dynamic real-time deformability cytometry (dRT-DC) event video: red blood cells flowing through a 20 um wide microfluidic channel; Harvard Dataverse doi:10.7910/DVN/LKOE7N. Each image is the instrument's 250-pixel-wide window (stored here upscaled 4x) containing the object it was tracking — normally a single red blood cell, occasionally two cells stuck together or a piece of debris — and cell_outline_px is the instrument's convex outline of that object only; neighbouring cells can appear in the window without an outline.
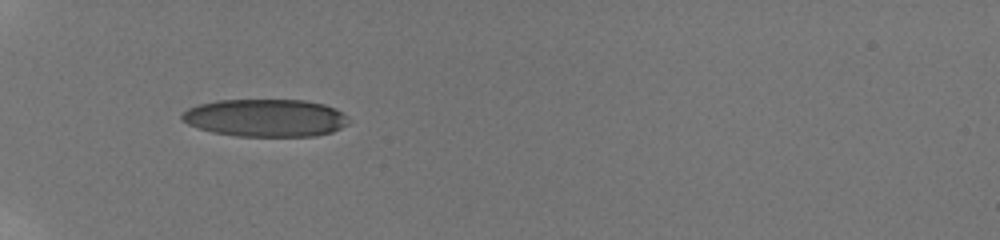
{"species": "human", "species_latin": "Homo sapiens", "temperature_condition": "room temperature", "stored_images_in_passage": 78, "camera_frame_rate_fps": 3000, "um_per_image_px": 0.085, "donor": {"sex": "male"}, "frame": {"image": 1, "passage_image": 1, "time_ms": 0.0, "image_size_px": [1000, 240], "cell_outline_px": [[348, 124], [332, 132], [316, 136], [236, 136], [212, 132], [188, 124], [180, 120], [180, 116], [188, 108], [196, 104], [216, 100], [304, 100], [324, 104], [336, 108], [348, 116]], "centroid_in_image_um": [22.56, 10.01], "position_along_channel_um": 62.4, "area_um2": 36.82}}
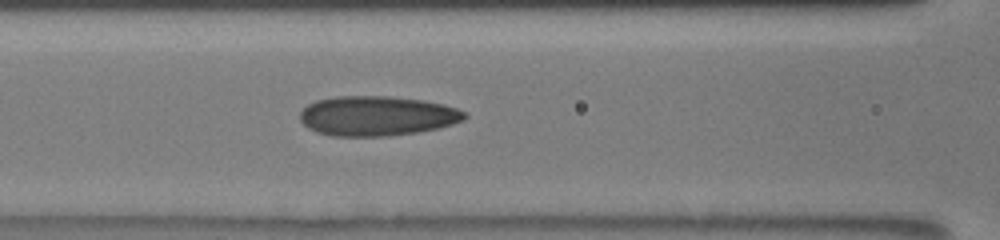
{"frame": {"image": 2, "passage_image": 17, "time_ms": 2.333, "image_size_px": [1000, 240], "cell_outline_px": [[468, 116], [464, 120], [440, 128], [420, 132], [388, 136], [332, 136], [316, 132], [308, 128], [300, 120], [300, 112], [308, 104], [316, 100], [336, 96], [388, 96], [424, 100], [444, 104], [468, 112]], "centroid_in_image_um": [32.07, 9.85], "position_along_channel_um": 134.5, "area_um2": 38.55}}
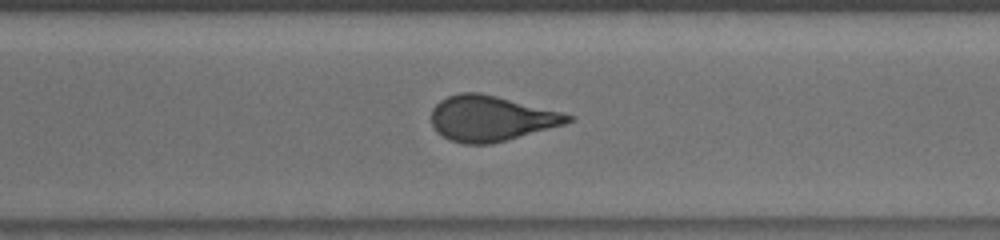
{"frame": {"image": 3, "passage_image": 49, "time_ms": 7.333, "image_size_px": [1000, 240], "cell_outline_px": [[572, 120], [564, 124], [492, 144], [464, 144], [452, 140], [436, 132], [432, 124], [432, 108], [440, 100], [448, 96], [460, 92], [480, 92], [560, 112], [572, 116]], "centroid_in_image_um": [41.68, 10.06], "position_along_channel_um": 328.9, "area_um2": 35.66}, "authors_computed_cell_mechanics": {"area_um2": 36.7608, "velocity_mm_per_s": 3.9038, "shape_relaxation_time_tau1_ms": null, "shape_relaxation_time_tau2_ms": 1.3273, "deformation_change_tau1": null, "deformation_change_tau2": 0.0985}}